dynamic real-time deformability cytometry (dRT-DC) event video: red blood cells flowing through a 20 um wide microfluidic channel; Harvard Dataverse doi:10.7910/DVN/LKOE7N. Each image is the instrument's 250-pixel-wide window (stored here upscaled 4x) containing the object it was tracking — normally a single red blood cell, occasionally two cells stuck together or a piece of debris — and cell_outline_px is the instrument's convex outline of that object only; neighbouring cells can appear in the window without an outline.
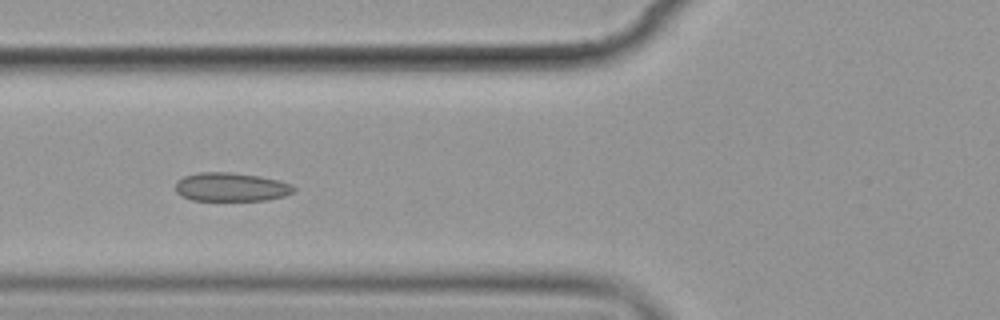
{"species": "common noctule bat (a hibernating species)", "species_latin": "Nyctalus noctula", "temperature_condition": "cold", "stored_images_in_passage": 10, "camera_frame_rate_fps": 3000, "um_per_image_px": 0.085, "animal": {"sex": "female", "body_mass_g": 19.9}, "frame": {"image": 1, "passage_image": 7, "time_ms": 6.667, "image_size_px": [1000, 320], "cell_outline_px": [[296, 188], [292, 192], [284, 196], [268, 200], [192, 200], [180, 196], [176, 192], [176, 180], [184, 176], [200, 172], [232, 172], [260, 176], [292, 184]], "centroid_in_image_um": [19.62, 15.89], "position_along_channel_um": 106.2, "area_um2": 19.83}}
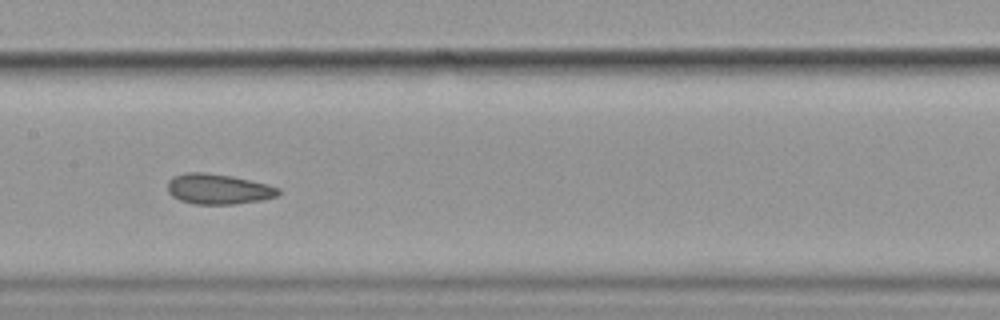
{"frame": {"image": 2, "passage_image": 9, "time_ms": 9.0, "image_size_px": [1000, 320], "cell_outline_px": [[280, 192], [276, 196], [264, 200], [236, 204], [196, 204], [180, 200], [172, 196], [168, 192], [168, 180], [172, 176], [184, 172], [204, 172], [232, 176], [268, 184], [280, 188]], "centroid_in_image_um": [18.55, 16.06], "position_along_channel_um": 188.9, "area_um2": 19.77}}
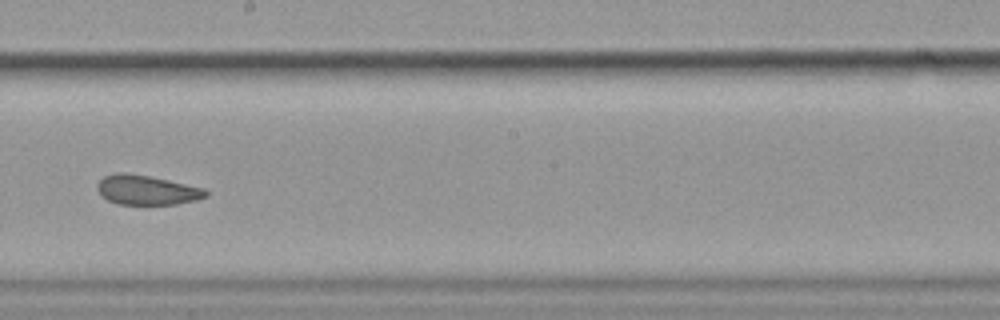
{"frame": {"image": 3, "passage_image": 10, "time_ms": 10.333, "image_size_px": [1000, 320], "cell_outline_px": [[208, 196], [196, 200], [176, 204], [116, 204], [100, 196], [96, 188], [96, 184], [104, 176], [120, 172], [148, 176], [168, 180], [204, 188], [208, 192]], "centroid_in_image_um": [12.45, 16.16], "position_along_channel_um": 235.8, "area_um2": 18.67}}